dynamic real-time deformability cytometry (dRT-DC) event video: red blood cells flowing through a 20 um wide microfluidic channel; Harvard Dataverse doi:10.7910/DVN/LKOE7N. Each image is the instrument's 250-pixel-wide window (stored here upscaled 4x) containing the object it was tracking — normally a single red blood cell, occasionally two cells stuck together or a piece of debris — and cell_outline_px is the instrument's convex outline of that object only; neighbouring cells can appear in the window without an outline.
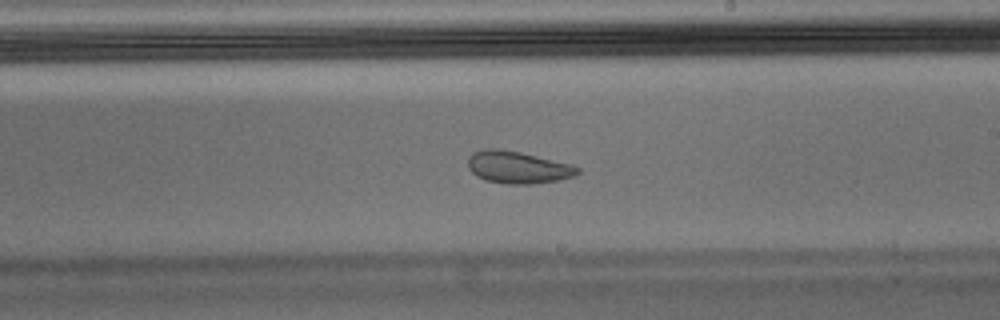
{"species": "Egyptian fruit bat (a non-hibernating species)", "species_latin": "Rousettus aegyptiacus", "temperature_condition": "warm", "stored_images_in_passage": 39, "camera_frame_rate_fps": 3000, "um_per_image_px": 0.085, "animal": {"sex": "male"}, "frame": {"image": 1, "passage_image": 20, "time_ms": 6.333, "image_size_px": [1000, 320], "cell_outline_px": [[580, 172], [576, 176], [560, 180], [532, 184], [508, 184], [488, 180], [476, 176], [468, 168], [468, 156], [472, 152], [484, 148], [496, 148], [520, 152], [572, 164], [580, 168]], "centroid_in_image_um": [44.03, 14.21], "position_along_channel_um": 245.0, "area_um2": 20.75}}
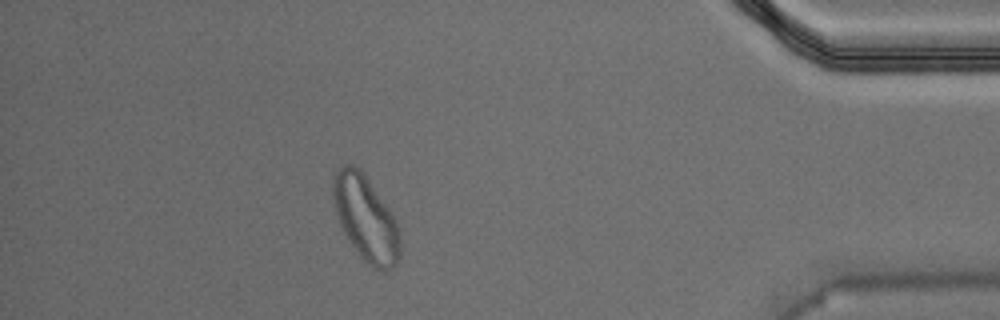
{"frame": {"image": 2, "passage_image": 34, "time_ms": 11.0, "image_size_px": [1000, 320], "cell_outline_px": [[400, 256], [396, 264], [384, 272], [368, 264], [360, 256], [344, 232], [340, 224], [336, 212], [332, 192], [332, 180], [336, 172], [344, 164], [352, 164], [360, 168], [392, 216], [396, 224], [400, 240]], "centroid_in_image_um": [31.06, 18.57], "position_along_channel_um": 404.1, "area_um2": 32.37}}